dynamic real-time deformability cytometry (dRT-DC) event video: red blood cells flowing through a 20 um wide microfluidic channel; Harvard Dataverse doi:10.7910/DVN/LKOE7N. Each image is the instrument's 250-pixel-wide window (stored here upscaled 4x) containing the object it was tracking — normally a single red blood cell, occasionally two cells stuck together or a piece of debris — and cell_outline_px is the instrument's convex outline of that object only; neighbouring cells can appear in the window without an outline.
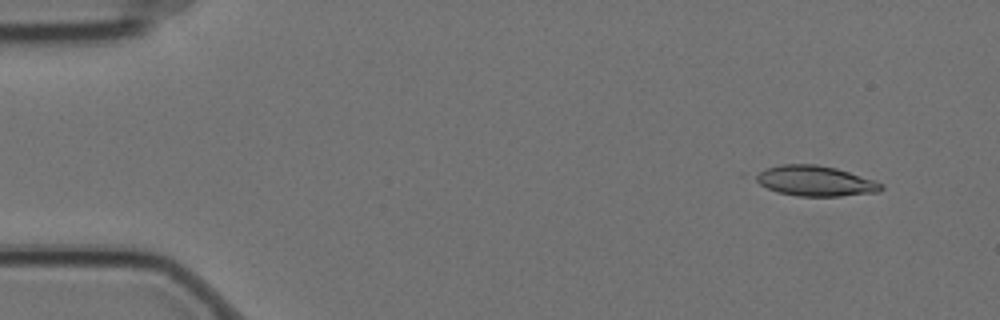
{"species": "Egyptian fruit bat (a non-hibernating species)", "species_latin": "Rousettus aegyptiacus", "temperature_condition": "cold", "stored_images_in_passage": 5, "segment_of_instrument_passage": [2, 2], "camera_frame_rate_fps": 3000, "um_per_image_px": 0.085, "animal": {"sex": "female"}, "frame": {"image": 1, "passage_image": 5, "time_ms": 1.333, "image_size_px": [1000, 320], "cell_outline_px": [[884, 188], [880, 192], [840, 196], [796, 196], [776, 192], [740, 176], [740, 172], [780, 164], [816, 164], [836, 168], [884, 184]], "centroid_in_image_um": [68.97, 15.35], "position_along_channel_um": 16.0, "area_um2": 23.52}}